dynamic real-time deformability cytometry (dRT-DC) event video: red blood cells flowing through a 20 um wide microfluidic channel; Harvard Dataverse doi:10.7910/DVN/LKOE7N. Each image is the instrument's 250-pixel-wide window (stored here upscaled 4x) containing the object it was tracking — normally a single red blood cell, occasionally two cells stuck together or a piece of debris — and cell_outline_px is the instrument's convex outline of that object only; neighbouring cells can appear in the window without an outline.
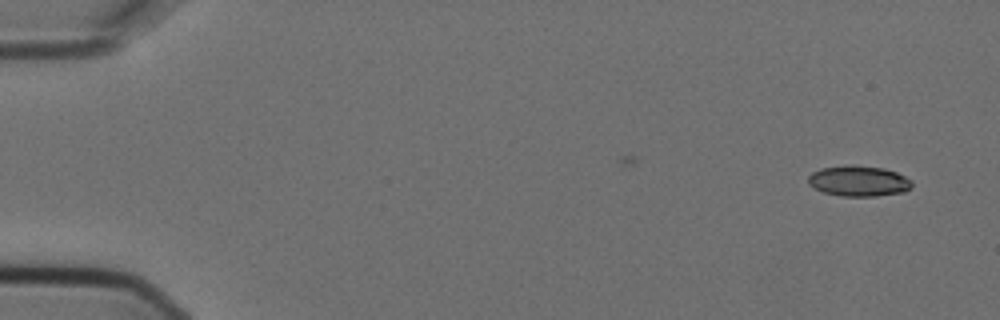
{"species": "Egyptian fruit bat (a non-hibernating species)", "species_latin": "Rousettus aegyptiacus", "temperature_condition": "cold", "stored_images_in_passage": 5, "camera_frame_rate_fps": 3000, "um_per_image_px": 0.085, "animal": {"sex": "female"}, "frame": {"image": 1, "passage_image": 1, "time_ms": 0.0, "image_size_px": [1000, 320], "cell_outline_px": [[912, 188], [904, 192], [876, 196], [840, 196], [824, 192], [808, 184], [808, 176], [812, 172], [820, 168], [852, 164], [884, 168], [896, 172], [912, 180]], "centroid_in_image_um": [73.0, 15.38], "position_along_channel_um": 12.0, "area_um2": 18.67}}
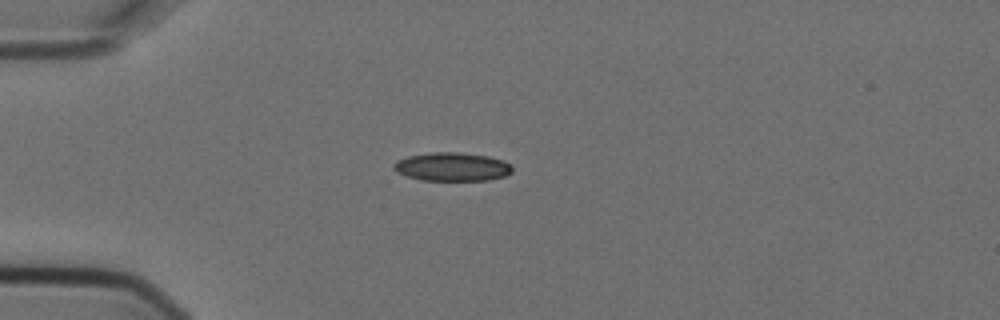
{"frame": {"image": 2, "passage_image": 4, "time_ms": 1.0, "image_size_px": [1000, 320], "cell_outline_px": [[512, 172], [504, 176], [488, 180], [420, 180], [404, 176], [396, 172], [392, 168], [392, 164], [396, 160], [408, 156], [432, 152], [460, 152], [488, 156], [504, 160], [512, 164]], "centroid_in_image_um": [38.4, 14.17], "position_along_channel_um": 46.6, "area_um2": 20.0}}